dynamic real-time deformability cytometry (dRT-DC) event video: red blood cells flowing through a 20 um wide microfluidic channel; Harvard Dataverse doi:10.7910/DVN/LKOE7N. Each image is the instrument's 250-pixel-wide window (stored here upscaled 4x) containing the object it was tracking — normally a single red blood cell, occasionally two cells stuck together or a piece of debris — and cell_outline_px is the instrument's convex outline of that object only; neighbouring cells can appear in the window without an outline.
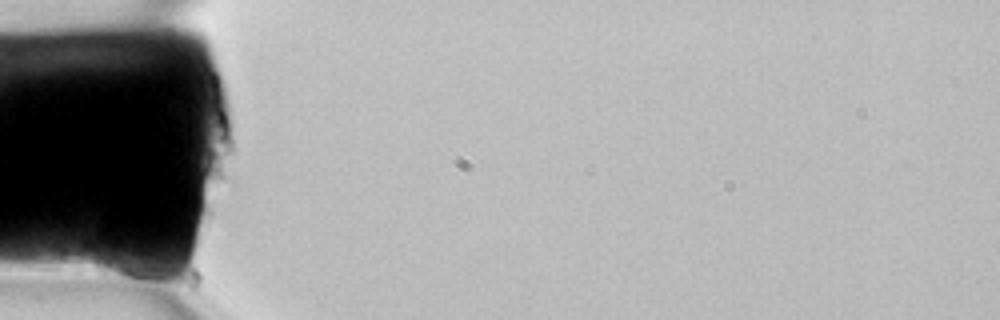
{"species": "common noctule bat (a hibernating species)", "species_latin": "Nyctalus noctula", "temperature_condition": "room temperature", "stored_images_in_passage": 3, "camera_frame_rate_fps": 3000, "um_per_image_px": 0.085, "animal": {"sex": "female", "body_mass_g": 22.7, "forearm_length_mm": 54.2}, "frame": {"image": 1, "passage_image": 1, "time_ms": 0.0, "image_size_px": [1000, 320], "cell_outline_px": [[160, 288], [96, 272], [92, 264], [92, 256], [96, 248], [100, 248], [140, 256], [160, 276]], "centroid_in_image_um": [10.61, 22.69], "position_along_channel_um": 74.4, "area_um2": 11.5}}